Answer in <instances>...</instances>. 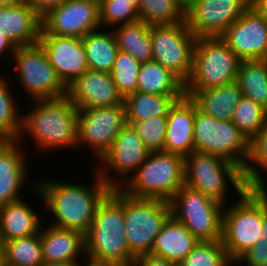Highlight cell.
Returning a JSON list of instances; mask_svg holds the SVG:
<instances>
[{
	"label": "cell",
	"mask_w": 267,
	"mask_h": 266,
	"mask_svg": "<svg viewBox=\"0 0 267 266\" xmlns=\"http://www.w3.org/2000/svg\"><path fill=\"white\" fill-rule=\"evenodd\" d=\"M95 175L92 185H83L79 182L58 181L47 177L38 179L33 184L35 194H39L41 203L46 204L49 215H53V222H48L57 228L76 230L86 233L93 222L96 209L103 198L111 191V187L103 181L98 173L92 170ZM40 180V181H39ZM42 181V182H41ZM37 182V183H36ZM36 189V190H35ZM52 213V214H51Z\"/></svg>",
	"instance_id": "cell-1"
},
{
	"label": "cell",
	"mask_w": 267,
	"mask_h": 266,
	"mask_svg": "<svg viewBox=\"0 0 267 266\" xmlns=\"http://www.w3.org/2000/svg\"><path fill=\"white\" fill-rule=\"evenodd\" d=\"M31 104V110L28 109L26 114L23 111L17 139L20 143H24L27 135L36 145L37 152L77 148L78 108L67 95L32 100Z\"/></svg>",
	"instance_id": "cell-2"
},
{
	"label": "cell",
	"mask_w": 267,
	"mask_h": 266,
	"mask_svg": "<svg viewBox=\"0 0 267 266\" xmlns=\"http://www.w3.org/2000/svg\"><path fill=\"white\" fill-rule=\"evenodd\" d=\"M86 260L110 266H133L125 235L123 190L112 188L96 209L85 233Z\"/></svg>",
	"instance_id": "cell-3"
},
{
	"label": "cell",
	"mask_w": 267,
	"mask_h": 266,
	"mask_svg": "<svg viewBox=\"0 0 267 266\" xmlns=\"http://www.w3.org/2000/svg\"><path fill=\"white\" fill-rule=\"evenodd\" d=\"M236 199L224 206L222 214L221 241L233 263L260 240L267 188H246Z\"/></svg>",
	"instance_id": "cell-4"
},
{
	"label": "cell",
	"mask_w": 267,
	"mask_h": 266,
	"mask_svg": "<svg viewBox=\"0 0 267 266\" xmlns=\"http://www.w3.org/2000/svg\"><path fill=\"white\" fill-rule=\"evenodd\" d=\"M184 171V185L224 206L229 204V189L237 196L246 189L242 170L216 155L194 150L184 157Z\"/></svg>",
	"instance_id": "cell-5"
},
{
	"label": "cell",
	"mask_w": 267,
	"mask_h": 266,
	"mask_svg": "<svg viewBox=\"0 0 267 266\" xmlns=\"http://www.w3.org/2000/svg\"><path fill=\"white\" fill-rule=\"evenodd\" d=\"M184 157L171 152H150L121 189L137 198L169 202L184 185Z\"/></svg>",
	"instance_id": "cell-6"
},
{
	"label": "cell",
	"mask_w": 267,
	"mask_h": 266,
	"mask_svg": "<svg viewBox=\"0 0 267 266\" xmlns=\"http://www.w3.org/2000/svg\"><path fill=\"white\" fill-rule=\"evenodd\" d=\"M240 62L220 37H197L185 91L205 90L235 81Z\"/></svg>",
	"instance_id": "cell-7"
},
{
	"label": "cell",
	"mask_w": 267,
	"mask_h": 266,
	"mask_svg": "<svg viewBox=\"0 0 267 266\" xmlns=\"http://www.w3.org/2000/svg\"><path fill=\"white\" fill-rule=\"evenodd\" d=\"M123 213L130 253L135 258L151 255L155 238L171 215L169 202L137 198L123 191Z\"/></svg>",
	"instance_id": "cell-8"
},
{
	"label": "cell",
	"mask_w": 267,
	"mask_h": 266,
	"mask_svg": "<svg viewBox=\"0 0 267 266\" xmlns=\"http://www.w3.org/2000/svg\"><path fill=\"white\" fill-rule=\"evenodd\" d=\"M194 150L219 156L237 165L245 167L250 141L231 120H219L197 109L193 125Z\"/></svg>",
	"instance_id": "cell-9"
},
{
	"label": "cell",
	"mask_w": 267,
	"mask_h": 266,
	"mask_svg": "<svg viewBox=\"0 0 267 266\" xmlns=\"http://www.w3.org/2000/svg\"><path fill=\"white\" fill-rule=\"evenodd\" d=\"M171 215L199 241H218L222 237L224 205L183 185L169 201Z\"/></svg>",
	"instance_id": "cell-10"
},
{
	"label": "cell",
	"mask_w": 267,
	"mask_h": 266,
	"mask_svg": "<svg viewBox=\"0 0 267 266\" xmlns=\"http://www.w3.org/2000/svg\"><path fill=\"white\" fill-rule=\"evenodd\" d=\"M19 85L32 100L54 99L67 95V87L50 64L44 48L39 44L16 47L12 56ZM31 100V101H30Z\"/></svg>",
	"instance_id": "cell-11"
},
{
	"label": "cell",
	"mask_w": 267,
	"mask_h": 266,
	"mask_svg": "<svg viewBox=\"0 0 267 266\" xmlns=\"http://www.w3.org/2000/svg\"><path fill=\"white\" fill-rule=\"evenodd\" d=\"M152 60L172 71L184 83L190 77L196 36L186 22L150 25Z\"/></svg>",
	"instance_id": "cell-12"
},
{
	"label": "cell",
	"mask_w": 267,
	"mask_h": 266,
	"mask_svg": "<svg viewBox=\"0 0 267 266\" xmlns=\"http://www.w3.org/2000/svg\"><path fill=\"white\" fill-rule=\"evenodd\" d=\"M149 154L150 151L145 147L142 139L130 125L126 124L112 146L96 163L97 167L98 164L101 166L99 165L94 170L108 186L121 188L143 164Z\"/></svg>",
	"instance_id": "cell-13"
},
{
	"label": "cell",
	"mask_w": 267,
	"mask_h": 266,
	"mask_svg": "<svg viewBox=\"0 0 267 266\" xmlns=\"http://www.w3.org/2000/svg\"><path fill=\"white\" fill-rule=\"evenodd\" d=\"M126 124L124 103L112 107L78 109L77 149L80 146L88 147L96 162L99 161Z\"/></svg>",
	"instance_id": "cell-14"
},
{
	"label": "cell",
	"mask_w": 267,
	"mask_h": 266,
	"mask_svg": "<svg viewBox=\"0 0 267 266\" xmlns=\"http://www.w3.org/2000/svg\"><path fill=\"white\" fill-rule=\"evenodd\" d=\"M41 29V17L27 0H11L0 10V55L11 57L16 47L37 44Z\"/></svg>",
	"instance_id": "cell-15"
},
{
	"label": "cell",
	"mask_w": 267,
	"mask_h": 266,
	"mask_svg": "<svg viewBox=\"0 0 267 266\" xmlns=\"http://www.w3.org/2000/svg\"><path fill=\"white\" fill-rule=\"evenodd\" d=\"M40 34L81 37L102 28L99 2L95 0H66L41 18Z\"/></svg>",
	"instance_id": "cell-16"
},
{
	"label": "cell",
	"mask_w": 267,
	"mask_h": 266,
	"mask_svg": "<svg viewBox=\"0 0 267 266\" xmlns=\"http://www.w3.org/2000/svg\"><path fill=\"white\" fill-rule=\"evenodd\" d=\"M252 0H197L185 11V22L196 37H220Z\"/></svg>",
	"instance_id": "cell-17"
},
{
	"label": "cell",
	"mask_w": 267,
	"mask_h": 266,
	"mask_svg": "<svg viewBox=\"0 0 267 266\" xmlns=\"http://www.w3.org/2000/svg\"><path fill=\"white\" fill-rule=\"evenodd\" d=\"M220 38L241 61L267 59V20L253 6Z\"/></svg>",
	"instance_id": "cell-18"
},
{
	"label": "cell",
	"mask_w": 267,
	"mask_h": 266,
	"mask_svg": "<svg viewBox=\"0 0 267 266\" xmlns=\"http://www.w3.org/2000/svg\"><path fill=\"white\" fill-rule=\"evenodd\" d=\"M38 43L66 87L89 69L81 37L40 34Z\"/></svg>",
	"instance_id": "cell-19"
},
{
	"label": "cell",
	"mask_w": 267,
	"mask_h": 266,
	"mask_svg": "<svg viewBox=\"0 0 267 266\" xmlns=\"http://www.w3.org/2000/svg\"><path fill=\"white\" fill-rule=\"evenodd\" d=\"M67 96L78 109L112 107L124 103L111 73L90 69L67 87Z\"/></svg>",
	"instance_id": "cell-20"
},
{
	"label": "cell",
	"mask_w": 267,
	"mask_h": 266,
	"mask_svg": "<svg viewBox=\"0 0 267 266\" xmlns=\"http://www.w3.org/2000/svg\"><path fill=\"white\" fill-rule=\"evenodd\" d=\"M18 140L0 141V206L24 198L22 191L28 183L29 162L24 156V146ZM28 175V176H27Z\"/></svg>",
	"instance_id": "cell-21"
},
{
	"label": "cell",
	"mask_w": 267,
	"mask_h": 266,
	"mask_svg": "<svg viewBox=\"0 0 267 266\" xmlns=\"http://www.w3.org/2000/svg\"><path fill=\"white\" fill-rule=\"evenodd\" d=\"M45 222L47 226L43 225L40 230L44 263L83 262L86 260L84 233L57 228L47 224V221L44 220Z\"/></svg>",
	"instance_id": "cell-22"
},
{
	"label": "cell",
	"mask_w": 267,
	"mask_h": 266,
	"mask_svg": "<svg viewBox=\"0 0 267 266\" xmlns=\"http://www.w3.org/2000/svg\"><path fill=\"white\" fill-rule=\"evenodd\" d=\"M195 103L188 96L177 100L167 115L164 151L183 157L194 151Z\"/></svg>",
	"instance_id": "cell-23"
},
{
	"label": "cell",
	"mask_w": 267,
	"mask_h": 266,
	"mask_svg": "<svg viewBox=\"0 0 267 266\" xmlns=\"http://www.w3.org/2000/svg\"><path fill=\"white\" fill-rule=\"evenodd\" d=\"M24 198L0 206V243L40 233L43 221L39 212ZM36 210V211H35Z\"/></svg>",
	"instance_id": "cell-24"
},
{
	"label": "cell",
	"mask_w": 267,
	"mask_h": 266,
	"mask_svg": "<svg viewBox=\"0 0 267 266\" xmlns=\"http://www.w3.org/2000/svg\"><path fill=\"white\" fill-rule=\"evenodd\" d=\"M185 96L190 97L198 110L219 120H231L243 97L236 80L205 90L185 91Z\"/></svg>",
	"instance_id": "cell-25"
},
{
	"label": "cell",
	"mask_w": 267,
	"mask_h": 266,
	"mask_svg": "<svg viewBox=\"0 0 267 266\" xmlns=\"http://www.w3.org/2000/svg\"><path fill=\"white\" fill-rule=\"evenodd\" d=\"M198 243L199 240L170 215L155 238L151 255L178 264Z\"/></svg>",
	"instance_id": "cell-26"
},
{
	"label": "cell",
	"mask_w": 267,
	"mask_h": 266,
	"mask_svg": "<svg viewBox=\"0 0 267 266\" xmlns=\"http://www.w3.org/2000/svg\"><path fill=\"white\" fill-rule=\"evenodd\" d=\"M137 91L156 95H185V83L172 71L151 60L141 63Z\"/></svg>",
	"instance_id": "cell-27"
},
{
	"label": "cell",
	"mask_w": 267,
	"mask_h": 266,
	"mask_svg": "<svg viewBox=\"0 0 267 266\" xmlns=\"http://www.w3.org/2000/svg\"><path fill=\"white\" fill-rule=\"evenodd\" d=\"M90 70L111 72L118 54V46L111 29L99 28L82 38Z\"/></svg>",
	"instance_id": "cell-28"
},
{
	"label": "cell",
	"mask_w": 267,
	"mask_h": 266,
	"mask_svg": "<svg viewBox=\"0 0 267 266\" xmlns=\"http://www.w3.org/2000/svg\"><path fill=\"white\" fill-rule=\"evenodd\" d=\"M185 95H156L136 91L124 98L127 122H140L152 116H167L175 102Z\"/></svg>",
	"instance_id": "cell-29"
},
{
	"label": "cell",
	"mask_w": 267,
	"mask_h": 266,
	"mask_svg": "<svg viewBox=\"0 0 267 266\" xmlns=\"http://www.w3.org/2000/svg\"><path fill=\"white\" fill-rule=\"evenodd\" d=\"M111 30L114 33L119 50L129 53L140 63L152 60L150 25L142 21H136L115 26Z\"/></svg>",
	"instance_id": "cell-30"
},
{
	"label": "cell",
	"mask_w": 267,
	"mask_h": 266,
	"mask_svg": "<svg viewBox=\"0 0 267 266\" xmlns=\"http://www.w3.org/2000/svg\"><path fill=\"white\" fill-rule=\"evenodd\" d=\"M236 81L244 97L267 110V59L241 61Z\"/></svg>",
	"instance_id": "cell-31"
},
{
	"label": "cell",
	"mask_w": 267,
	"mask_h": 266,
	"mask_svg": "<svg viewBox=\"0 0 267 266\" xmlns=\"http://www.w3.org/2000/svg\"><path fill=\"white\" fill-rule=\"evenodd\" d=\"M1 246L3 265L42 266L44 264L40 233L9 240Z\"/></svg>",
	"instance_id": "cell-32"
},
{
	"label": "cell",
	"mask_w": 267,
	"mask_h": 266,
	"mask_svg": "<svg viewBox=\"0 0 267 266\" xmlns=\"http://www.w3.org/2000/svg\"><path fill=\"white\" fill-rule=\"evenodd\" d=\"M242 175L246 188H267V122L250 140V153Z\"/></svg>",
	"instance_id": "cell-33"
},
{
	"label": "cell",
	"mask_w": 267,
	"mask_h": 266,
	"mask_svg": "<svg viewBox=\"0 0 267 266\" xmlns=\"http://www.w3.org/2000/svg\"><path fill=\"white\" fill-rule=\"evenodd\" d=\"M7 78L0 75V141H15L20 134L22 113L14 100L15 94L13 97L12 90L9 89L11 83H8Z\"/></svg>",
	"instance_id": "cell-34"
},
{
	"label": "cell",
	"mask_w": 267,
	"mask_h": 266,
	"mask_svg": "<svg viewBox=\"0 0 267 266\" xmlns=\"http://www.w3.org/2000/svg\"><path fill=\"white\" fill-rule=\"evenodd\" d=\"M138 18L148 25L178 24L185 22V10L177 0H141Z\"/></svg>",
	"instance_id": "cell-35"
},
{
	"label": "cell",
	"mask_w": 267,
	"mask_h": 266,
	"mask_svg": "<svg viewBox=\"0 0 267 266\" xmlns=\"http://www.w3.org/2000/svg\"><path fill=\"white\" fill-rule=\"evenodd\" d=\"M231 121L250 141L266 124L267 112L254 100L243 96L235 108Z\"/></svg>",
	"instance_id": "cell-36"
},
{
	"label": "cell",
	"mask_w": 267,
	"mask_h": 266,
	"mask_svg": "<svg viewBox=\"0 0 267 266\" xmlns=\"http://www.w3.org/2000/svg\"><path fill=\"white\" fill-rule=\"evenodd\" d=\"M221 240L199 241L178 266H234Z\"/></svg>",
	"instance_id": "cell-37"
},
{
	"label": "cell",
	"mask_w": 267,
	"mask_h": 266,
	"mask_svg": "<svg viewBox=\"0 0 267 266\" xmlns=\"http://www.w3.org/2000/svg\"><path fill=\"white\" fill-rule=\"evenodd\" d=\"M140 66L141 63L132 55L118 51L110 73L123 98L137 91Z\"/></svg>",
	"instance_id": "cell-38"
},
{
	"label": "cell",
	"mask_w": 267,
	"mask_h": 266,
	"mask_svg": "<svg viewBox=\"0 0 267 266\" xmlns=\"http://www.w3.org/2000/svg\"><path fill=\"white\" fill-rule=\"evenodd\" d=\"M99 12L102 29L139 21L138 9L127 0H101Z\"/></svg>",
	"instance_id": "cell-39"
},
{
	"label": "cell",
	"mask_w": 267,
	"mask_h": 266,
	"mask_svg": "<svg viewBox=\"0 0 267 266\" xmlns=\"http://www.w3.org/2000/svg\"><path fill=\"white\" fill-rule=\"evenodd\" d=\"M150 152L164 151L167 116H152L140 122H127Z\"/></svg>",
	"instance_id": "cell-40"
},
{
	"label": "cell",
	"mask_w": 267,
	"mask_h": 266,
	"mask_svg": "<svg viewBox=\"0 0 267 266\" xmlns=\"http://www.w3.org/2000/svg\"><path fill=\"white\" fill-rule=\"evenodd\" d=\"M234 264L245 266H267V215L262 220L260 240Z\"/></svg>",
	"instance_id": "cell-41"
},
{
	"label": "cell",
	"mask_w": 267,
	"mask_h": 266,
	"mask_svg": "<svg viewBox=\"0 0 267 266\" xmlns=\"http://www.w3.org/2000/svg\"><path fill=\"white\" fill-rule=\"evenodd\" d=\"M27 1L35 9L37 14L42 18L50 10L61 5L66 0H27Z\"/></svg>",
	"instance_id": "cell-42"
},
{
	"label": "cell",
	"mask_w": 267,
	"mask_h": 266,
	"mask_svg": "<svg viewBox=\"0 0 267 266\" xmlns=\"http://www.w3.org/2000/svg\"><path fill=\"white\" fill-rule=\"evenodd\" d=\"M133 266H178V264L153 255H143L135 259Z\"/></svg>",
	"instance_id": "cell-43"
},
{
	"label": "cell",
	"mask_w": 267,
	"mask_h": 266,
	"mask_svg": "<svg viewBox=\"0 0 267 266\" xmlns=\"http://www.w3.org/2000/svg\"><path fill=\"white\" fill-rule=\"evenodd\" d=\"M252 6L267 20V0H252Z\"/></svg>",
	"instance_id": "cell-44"
},
{
	"label": "cell",
	"mask_w": 267,
	"mask_h": 266,
	"mask_svg": "<svg viewBox=\"0 0 267 266\" xmlns=\"http://www.w3.org/2000/svg\"><path fill=\"white\" fill-rule=\"evenodd\" d=\"M82 262H48L42 266H80Z\"/></svg>",
	"instance_id": "cell-45"
},
{
	"label": "cell",
	"mask_w": 267,
	"mask_h": 266,
	"mask_svg": "<svg viewBox=\"0 0 267 266\" xmlns=\"http://www.w3.org/2000/svg\"><path fill=\"white\" fill-rule=\"evenodd\" d=\"M197 0H177L179 5L186 11L189 9Z\"/></svg>",
	"instance_id": "cell-46"
},
{
	"label": "cell",
	"mask_w": 267,
	"mask_h": 266,
	"mask_svg": "<svg viewBox=\"0 0 267 266\" xmlns=\"http://www.w3.org/2000/svg\"><path fill=\"white\" fill-rule=\"evenodd\" d=\"M80 266H110V265H107V264H98V263H94V262L85 260V262L83 261V263H81Z\"/></svg>",
	"instance_id": "cell-47"
},
{
	"label": "cell",
	"mask_w": 267,
	"mask_h": 266,
	"mask_svg": "<svg viewBox=\"0 0 267 266\" xmlns=\"http://www.w3.org/2000/svg\"><path fill=\"white\" fill-rule=\"evenodd\" d=\"M129 1L132 5H134L137 9L140 6L141 0H127Z\"/></svg>",
	"instance_id": "cell-48"
},
{
	"label": "cell",
	"mask_w": 267,
	"mask_h": 266,
	"mask_svg": "<svg viewBox=\"0 0 267 266\" xmlns=\"http://www.w3.org/2000/svg\"><path fill=\"white\" fill-rule=\"evenodd\" d=\"M11 0H0V10H2Z\"/></svg>",
	"instance_id": "cell-49"
},
{
	"label": "cell",
	"mask_w": 267,
	"mask_h": 266,
	"mask_svg": "<svg viewBox=\"0 0 267 266\" xmlns=\"http://www.w3.org/2000/svg\"><path fill=\"white\" fill-rule=\"evenodd\" d=\"M2 265V246L0 243V266Z\"/></svg>",
	"instance_id": "cell-50"
}]
</instances>
